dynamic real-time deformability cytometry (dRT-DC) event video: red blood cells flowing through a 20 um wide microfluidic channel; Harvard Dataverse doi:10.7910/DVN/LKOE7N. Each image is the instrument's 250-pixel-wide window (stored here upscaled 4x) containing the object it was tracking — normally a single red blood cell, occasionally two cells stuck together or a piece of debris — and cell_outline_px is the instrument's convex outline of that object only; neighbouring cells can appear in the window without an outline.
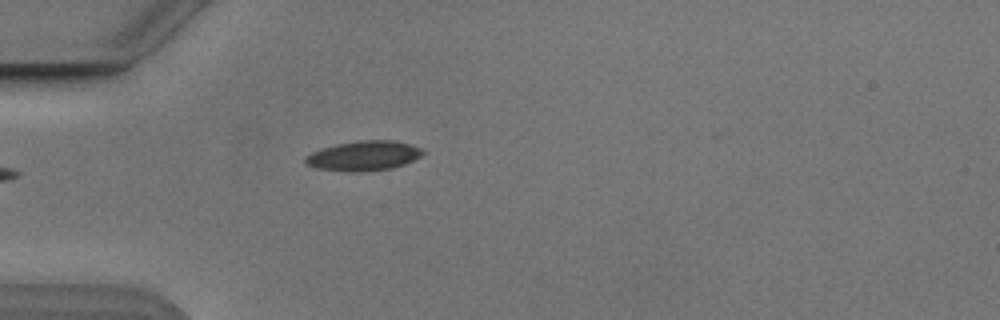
{"species": "Egyptian fruit bat (a non-hibernating species)", "species_latin": "Rousettus aegyptiacus", "temperature_condition": "cold", "stored_images_in_passage": 2, "camera_frame_rate_fps": 3000, "um_per_image_px": 0.085, "animal": {"sex": "male"}, "frame": {"image": 1, "passage_image": 2, "time_ms": 1.0, "image_size_px": [1000, 320], "cell_outline_px": [[424, 152], [420, 156], [404, 164], [392, 168], [360, 172], [348, 172], [316, 168], [308, 164], [304, 160], [304, 156], [312, 152], [336, 144], [360, 140], [396, 140], [424, 148]], "centroid_in_image_um": [30.93, 13.24], "position_along_channel_um": 54.1, "area_um2": 20.4}}